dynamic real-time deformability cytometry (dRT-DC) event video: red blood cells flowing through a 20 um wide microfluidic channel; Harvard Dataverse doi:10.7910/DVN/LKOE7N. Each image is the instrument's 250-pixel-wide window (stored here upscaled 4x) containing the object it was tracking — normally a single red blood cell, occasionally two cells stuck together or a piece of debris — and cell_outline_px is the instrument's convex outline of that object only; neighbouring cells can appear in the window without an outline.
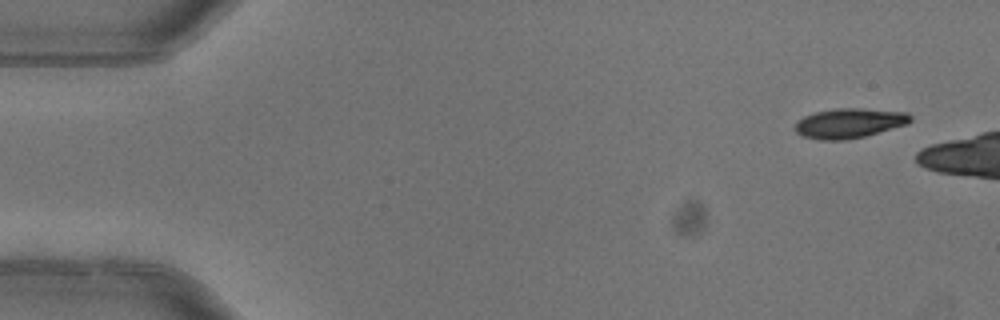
{"species": "common noctule bat (a hibernating species)", "species_latin": "Nyctalus noctula", "temperature_condition": "warm", "stored_images_in_passage": 3, "camera_frame_rate_fps": 3000, "um_per_image_px": 0.085, "animal": {"sex": "female"}, "frame": {"image": 1, "passage_image": 1, "time_ms": 0.0, "image_size_px": [1000, 320], "cell_outline_px": [[912, 120], [908, 124], [864, 136], [844, 140], [820, 140], [804, 136], [796, 132], [792, 128], [804, 116], [816, 112], [836, 108], [860, 108], [908, 112], [912, 116]], "centroid_in_image_um": [72.21, 10.46], "position_along_channel_um": 12.8, "area_um2": 20.0}}